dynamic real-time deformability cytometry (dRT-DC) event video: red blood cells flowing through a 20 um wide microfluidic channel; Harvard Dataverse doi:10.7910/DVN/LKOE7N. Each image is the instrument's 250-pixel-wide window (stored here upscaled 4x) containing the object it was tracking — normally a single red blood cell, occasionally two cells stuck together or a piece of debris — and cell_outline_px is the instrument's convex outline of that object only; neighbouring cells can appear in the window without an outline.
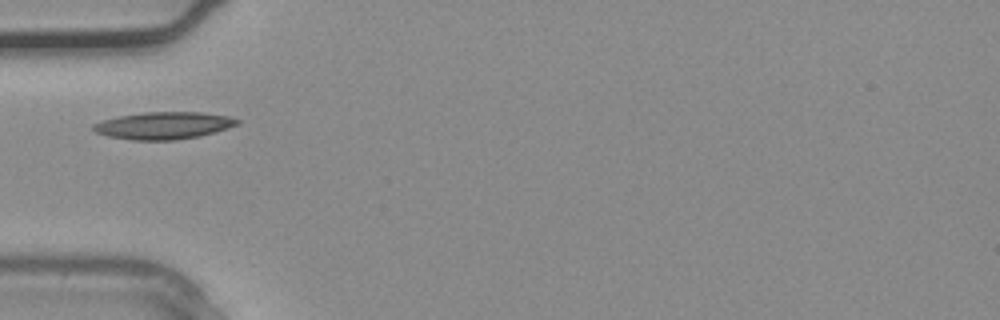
{"species": "common noctule bat (a hibernating species)", "species_latin": "Nyctalus noctula", "temperature_condition": "warm", "stored_images_in_passage": 2, "camera_frame_rate_fps": 3000, "um_per_image_px": 0.085, "animal": {"sex": "male", "body_mass_g": 20.4}, "frame": {"image": 1, "passage_image": 2, "time_ms": 0.333, "image_size_px": [1000, 320], "cell_outline_px": [[240, 124], [228, 128], [200, 136], [176, 140], [132, 140], [108, 136], [96, 132], [92, 128], [92, 124], [104, 120], [120, 116], [144, 112], [200, 112], [228, 116], [240, 120]], "centroid_in_image_um": [13.93, 10.67], "position_along_channel_um": 71.1, "area_um2": 22.77}}